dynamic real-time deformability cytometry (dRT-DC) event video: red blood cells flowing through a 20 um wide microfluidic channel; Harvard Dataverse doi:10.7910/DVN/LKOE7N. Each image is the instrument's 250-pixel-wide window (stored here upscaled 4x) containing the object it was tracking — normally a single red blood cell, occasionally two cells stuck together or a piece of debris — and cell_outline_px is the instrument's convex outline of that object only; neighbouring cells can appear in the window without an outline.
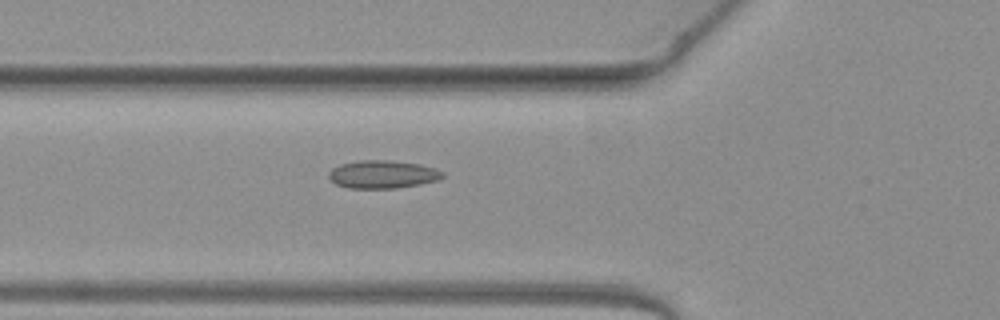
{"species": "common noctule bat (a hibernating species)", "species_latin": "Nyctalus noctula", "temperature_condition": "warm", "stored_images_in_passage": 34, "camera_frame_rate_fps": 3000, "um_per_image_px": 0.085, "animal": {"sex": "female", "body_mass_g": 19.3, "forearm_length_mm": 54.1}, "frame": {"image": 1, "passage_image": 2, "time_ms": 0.333, "image_size_px": [1000, 320], "cell_outline_px": [[444, 176], [440, 180], [420, 184], [396, 188], [348, 188], [336, 184], [328, 176], [328, 172], [332, 168], [340, 164], [356, 160], [388, 160], [420, 164], [436, 168], [444, 172]], "centroid_in_image_um": [32.54, 14.81], "position_along_channel_um": 93.3, "area_um2": 18.73}}
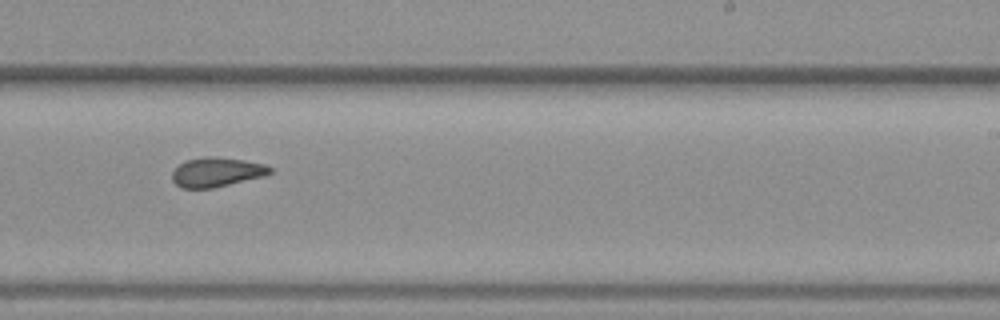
{"frame": {"image": 2, "passage_image": 15, "time_ms": 4.667, "image_size_px": [1000, 320], "cell_outline_px": [[272, 172], [264, 176], [212, 188], [180, 188], [172, 180], [172, 172], [180, 164], [188, 160], [208, 156], [212, 156], [244, 160], [264, 164], [272, 168]], "centroid_in_image_um": [18.41, 14.63], "position_along_channel_um": 270.6, "area_um2": 16.59}}
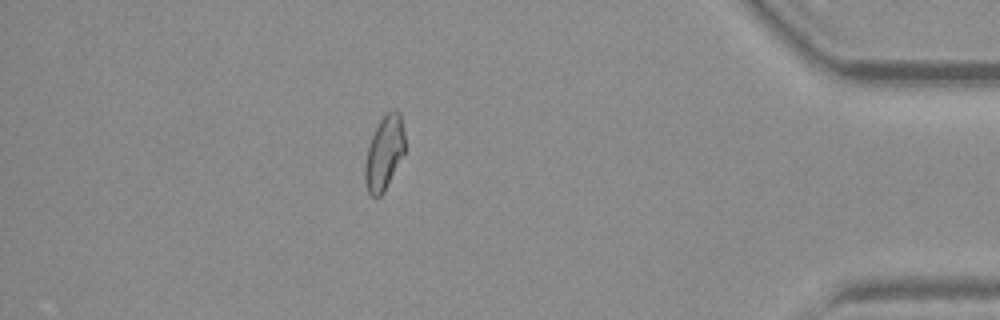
{"frame": {"image": 3, "passage_image": 28, "time_ms": 9.0, "image_size_px": [1000, 320], "cell_outline_px": [[404, 152], [384, 192], [380, 196], [372, 196], [368, 192], [364, 184], [364, 168], [368, 148], [372, 136], [380, 120], [392, 108], [396, 108], [400, 112], [404, 132]], "centroid_in_image_um": [32.65, 12.99], "position_along_channel_um": 402.5, "area_um2": 17.05}}